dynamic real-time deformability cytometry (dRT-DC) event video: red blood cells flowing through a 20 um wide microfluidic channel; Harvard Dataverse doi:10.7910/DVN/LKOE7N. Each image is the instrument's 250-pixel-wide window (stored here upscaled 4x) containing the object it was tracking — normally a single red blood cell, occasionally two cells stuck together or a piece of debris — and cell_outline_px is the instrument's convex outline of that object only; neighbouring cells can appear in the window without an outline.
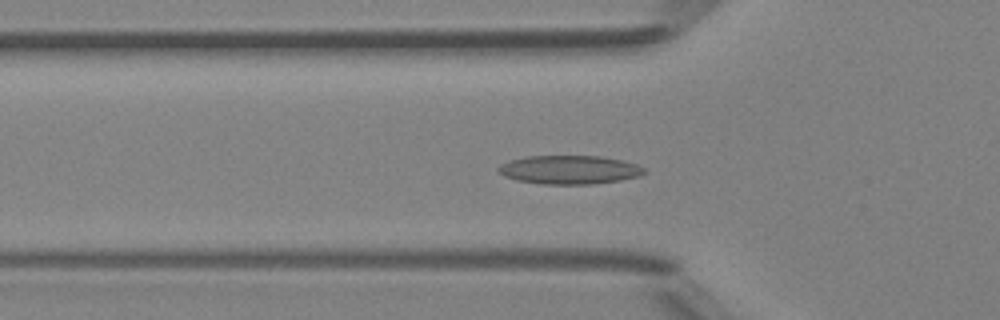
{"species": "Egyptian fruit bat (a non-hibernating species)", "species_latin": "Rousettus aegyptiacus", "temperature_condition": "room temperature", "stored_images_in_passage": 49, "camera_frame_rate_fps": 3000, "um_per_image_px": 0.085, "animal": {"sex": "female"}, "frame": {"image": 1, "passage_image": 17, "time_ms": 5.333, "image_size_px": [1000, 320], "cell_outline_px": [[648, 172], [640, 176], [620, 180], [592, 184], [544, 184], [516, 180], [504, 176], [496, 168], [500, 164], [508, 160], [524, 156], [600, 156], [624, 160], [636, 164], [644, 168]], "centroid_in_image_um": [48.4, 14.42], "position_along_channel_um": 77.4, "area_um2": 24.57}}
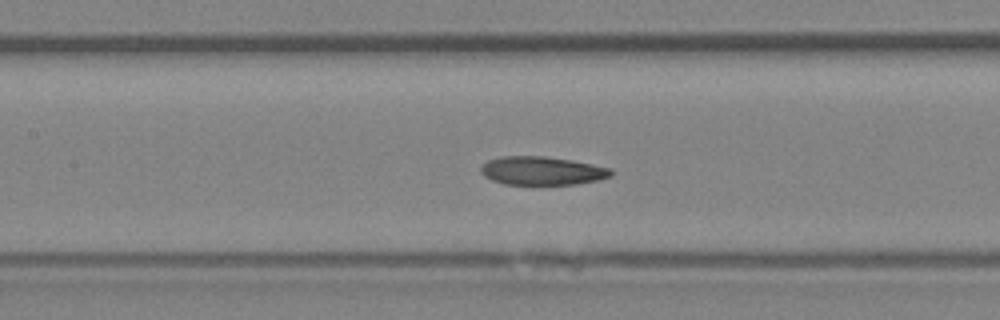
{"frame": {"image": 2, "passage_image": 23, "time_ms": 7.333, "image_size_px": [1000, 320], "cell_outline_px": [[612, 176], [600, 180], [576, 184], [504, 184], [492, 180], [484, 176], [480, 172], [480, 168], [488, 160], [500, 156], [544, 156], [572, 160], [612, 168]], "centroid_in_image_um": [46.09, 14.51], "position_along_channel_um": 161.3, "area_um2": 21.68}}
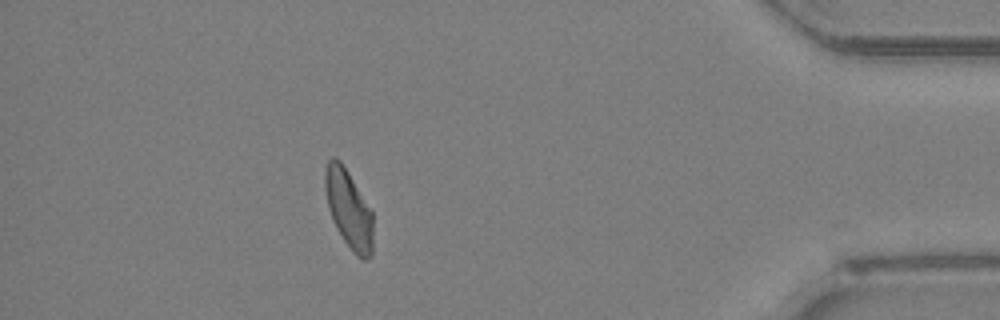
{"frame": {"image": 3, "passage_image": 44, "time_ms": 14.333, "image_size_px": [1000, 320], "cell_outline_px": [[372, 256], [364, 260], [356, 256], [344, 240], [336, 228], [332, 220], [328, 208], [324, 188], [324, 168], [328, 160], [332, 156], [336, 156], [340, 160], [372, 208]], "centroid_in_image_um": [29.62, 17.73], "position_along_channel_um": 405.6, "area_um2": 22.31}, "authors_computed_cell_mechanics": {"area_um2": 22.3686, "velocity_mm_per_s": 4.1972, "shape_relaxation_time_tau1_ms": null, "shape_relaxation_time_tau2_ms": 5.5547, "deformation_change_tau1": null, "deformation_change_tau2": 0.1206}}